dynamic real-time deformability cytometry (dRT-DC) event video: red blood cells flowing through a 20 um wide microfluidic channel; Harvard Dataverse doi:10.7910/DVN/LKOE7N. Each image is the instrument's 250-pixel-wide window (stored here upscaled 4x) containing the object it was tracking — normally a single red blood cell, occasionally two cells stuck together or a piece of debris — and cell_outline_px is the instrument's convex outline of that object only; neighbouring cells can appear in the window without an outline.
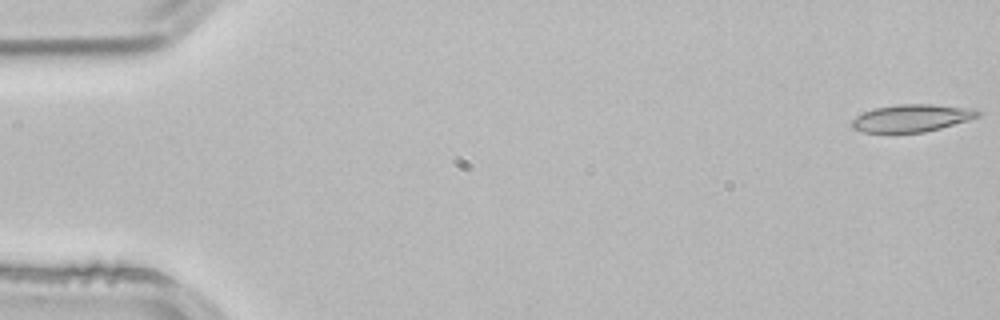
{"species": "common noctule bat (a hibernating species)", "species_latin": "Nyctalus noctula", "temperature_condition": "room temperature", "stored_images_in_passage": 4, "camera_frame_rate_fps": 3000, "um_per_image_px": 0.085, "animal": {"sex": "male", "body_mass_g": 21.5, "forearm_length_mm": 52.0}, "frame": {"image": 1, "passage_image": 1, "time_ms": 0.0, "image_size_px": [1000, 320], "cell_outline_px": [[980, 116], [968, 120], [940, 128], [924, 132], [864, 132], [852, 128], [852, 120], [856, 116], [872, 108], [900, 104], [932, 104], [980, 108]], "centroid_in_image_um": [77.55, 10.02], "position_along_channel_um": 7.5, "area_um2": 20.23}}